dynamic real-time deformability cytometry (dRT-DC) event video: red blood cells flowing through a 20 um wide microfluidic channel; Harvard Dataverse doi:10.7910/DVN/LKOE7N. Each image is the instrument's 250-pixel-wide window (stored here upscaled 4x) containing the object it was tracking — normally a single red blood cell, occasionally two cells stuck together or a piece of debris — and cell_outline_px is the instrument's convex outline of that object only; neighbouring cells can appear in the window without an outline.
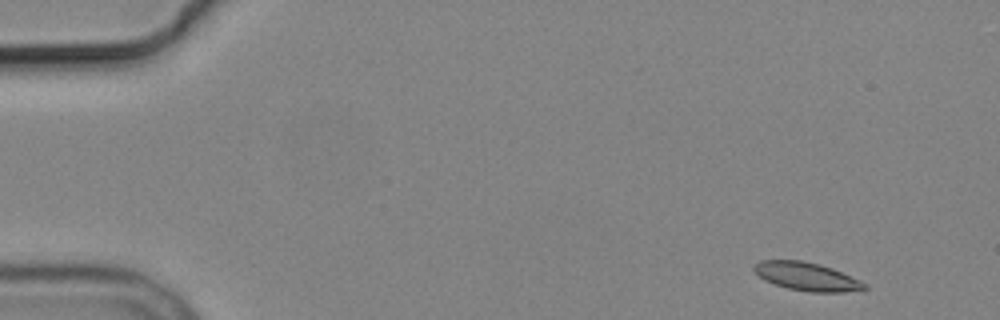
{"species": "common noctule bat (a hibernating species)", "species_latin": "Nyctalus noctula", "temperature_condition": "cold", "stored_images_in_passage": 3, "camera_frame_rate_fps": 3000, "um_per_image_px": 0.085, "animal": {"sex": "male", "body_mass_g": 19.2, "forearm_length_mm": 51.8}, "frame": {"image": 1, "passage_image": 1, "time_ms": 0.0, "image_size_px": [1000, 320], "cell_outline_px": [[868, 288], [844, 292], [812, 292], [788, 288], [764, 280], [752, 268], [752, 264], [760, 260], [800, 260], [820, 264], [832, 268], [860, 280], [868, 284]], "centroid_in_image_um": [68.57, 23.49], "position_along_channel_um": 16.4, "area_um2": 18.15}}
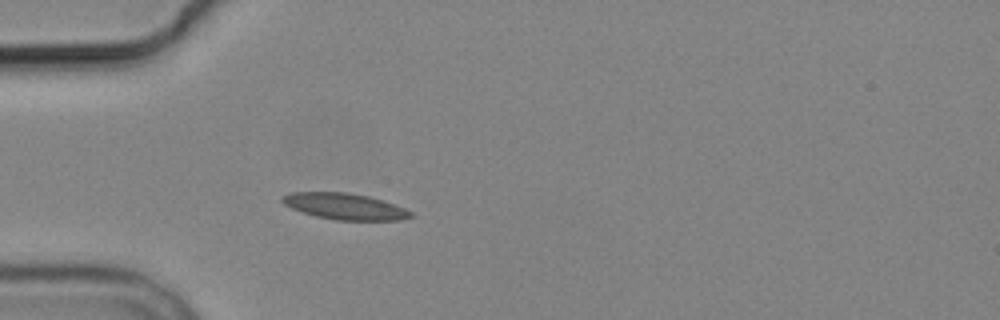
{"frame": {"image": 2, "passage_image": 3, "time_ms": 4.0, "image_size_px": [1000, 320], "cell_outline_px": [[416, 216], [400, 220], [336, 220], [316, 216], [292, 208], [284, 204], [280, 200], [280, 196], [288, 192], [344, 192], [368, 196], [384, 200], [404, 208], [412, 212]], "centroid_in_image_um": [29.31, 17.53], "position_along_channel_um": 55.7, "area_um2": 19.71}}